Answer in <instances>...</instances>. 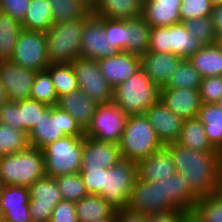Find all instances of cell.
Listing matches in <instances>:
<instances>
[{
    "mask_svg": "<svg viewBox=\"0 0 222 222\" xmlns=\"http://www.w3.org/2000/svg\"><path fill=\"white\" fill-rule=\"evenodd\" d=\"M202 103H216L222 97V76L202 78L200 86Z\"/></svg>",
    "mask_w": 222,
    "mask_h": 222,
    "instance_id": "46",
    "label": "cell"
},
{
    "mask_svg": "<svg viewBox=\"0 0 222 222\" xmlns=\"http://www.w3.org/2000/svg\"><path fill=\"white\" fill-rule=\"evenodd\" d=\"M92 13L108 19H137L143 14V0H99Z\"/></svg>",
    "mask_w": 222,
    "mask_h": 222,
    "instance_id": "26",
    "label": "cell"
},
{
    "mask_svg": "<svg viewBox=\"0 0 222 222\" xmlns=\"http://www.w3.org/2000/svg\"><path fill=\"white\" fill-rule=\"evenodd\" d=\"M201 77L222 76V49L215 44L204 45L188 59Z\"/></svg>",
    "mask_w": 222,
    "mask_h": 222,
    "instance_id": "27",
    "label": "cell"
},
{
    "mask_svg": "<svg viewBox=\"0 0 222 222\" xmlns=\"http://www.w3.org/2000/svg\"><path fill=\"white\" fill-rule=\"evenodd\" d=\"M118 145L121 159L136 163L164 147L144 114L128 115Z\"/></svg>",
    "mask_w": 222,
    "mask_h": 222,
    "instance_id": "3",
    "label": "cell"
},
{
    "mask_svg": "<svg viewBox=\"0 0 222 222\" xmlns=\"http://www.w3.org/2000/svg\"><path fill=\"white\" fill-rule=\"evenodd\" d=\"M63 200L77 202L88 195L80 173L55 177Z\"/></svg>",
    "mask_w": 222,
    "mask_h": 222,
    "instance_id": "42",
    "label": "cell"
},
{
    "mask_svg": "<svg viewBox=\"0 0 222 222\" xmlns=\"http://www.w3.org/2000/svg\"><path fill=\"white\" fill-rule=\"evenodd\" d=\"M29 3L30 0H0V11L21 22L26 15Z\"/></svg>",
    "mask_w": 222,
    "mask_h": 222,
    "instance_id": "52",
    "label": "cell"
},
{
    "mask_svg": "<svg viewBox=\"0 0 222 222\" xmlns=\"http://www.w3.org/2000/svg\"><path fill=\"white\" fill-rule=\"evenodd\" d=\"M49 108L50 106L31 98L19 101V117L20 124H23V132L28 134Z\"/></svg>",
    "mask_w": 222,
    "mask_h": 222,
    "instance_id": "43",
    "label": "cell"
},
{
    "mask_svg": "<svg viewBox=\"0 0 222 222\" xmlns=\"http://www.w3.org/2000/svg\"><path fill=\"white\" fill-rule=\"evenodd\" d=\"M213 5L209 0H182L180 5L181 22L190 18L209 17Z\"/></svg>",
    "mask_w": 222,
    "mask_h": 222,
    "instance_id": "45",
    "label": "cell"
},
{
    "mask_svg": "<svg viewBox=\"0 0 222 222\" xmlns=\"http://www.w3.org/2000/svg\"><path fill=\"white\" fill-rule=\"evenodd\" d=\"M8 101H9V99L7 96V92H6L5 88L0 83V107Z\"/></svg>",
    "mask_w": 222,
    "mask_h": 222,
    "instance_id": "55",
    "label": "cell"
},
{
    "mask_svg": "<svg viewBox=\"0 0 222 222\" xmlns=\"http://www.w3.org/2000/svg\"><path fill=\"white\" fill-rule=\"evenodd\" d=\"M147 222H190V212L176 208L148 214Z\"/></svg>",
    "mask_w": 222,
    "mask_h": 222,
    "instance_id": "51",
    "label": "cell"
},
{
    "mask_svg": "<svg viewBox=\"0 0 222 222\" xmlns=\"http://www.w3.org/2000/svg\"><path fill=\"white\" fill-rule=\"evenodd\" d=\"M53 24L86 19L92 8L84 0H48Z\"/></svg>",
    "mask_w": 222,
    "mask_h": 222,
    "instance_id": "32",
    "label": "cell"
},
{
    "mask_svg": "<svg viewBox=\"0 0 222 222\" xmlns=\"http://www.w3.org/2000/svg\"><path fill=\"white\" fill-rule=\"evenodd\" d=\"M29 200L28 187L3 185L0 194V208L4 213L5 222H32Z\"/></svg>",
    "mask_w": 222,
    "mask_h": 222,
    "instance_id": "20",
    "label": "cell"
},
{
    "mask_svg": "<svg viewBox=\"0 0 222 222\" xmlns=\"http://www.w3.org/2000/svg\"><path fill=\"white\" fill-rule=\"evenodd\" d=\"M127 118L128 115L114 101L98 104L85 136L118 144Z\"/></svg>",
    "mask_w": 222,
    "mask_h": 222,
    "instance_id": "9",
    "label": "cell"
},
{
    "mask_svg": "<svg viewBox=\"0 0 222 222\" xmlns=\"http://www.w3.org/2000/svg\"><path fill=\"white\" fill-rule=\"evenodd\" d=\"M217 45L222 49V34L217 36Z\"/></svg>",
    "mask_w": 222,
    "mask_h": 222,
    "instance_id": "59",
    "label": "cell"
},
{
    "mask_svg": "<svg viewBox=\"0 0 222 222\" xmlns=\"http://www.w3.org/2000/svg\"><path fill=\"white\" fill-rule=\"evenodd\" d=\"M0 123L23 131L19 117V101H8L0 107Z\"/></svg>",
    "mask_w": 222,
    "mask_h": 222,
    "instance_id": "49",
    "label": "cell"
},
{
    "mask_svg": "<svg viewBox=\"0 0 222 222\" xmlns=\"http://www.w3.org/2000/svg\"><path fill=\"white\" fill-rule=\"evenodd\" d=\"M187 32L203 45L215 44L217 34L214 29L213 22L209 17L190 18L182 21Z\"/></svg>",
    "mask_w": 222,
    "mask_h": 222,
    "instance_id": "41",
    "label": "cell"
},
{
    "mask_svg": "<svg viewBox=\"0 0 222 222\" xmlns=\"http://www.w3.org/2000/svg\"><path fill=\"white\" fill-rule=\"evenodd\" d=\"M215 104L222 110V97Z\"/></svg>",
    "mask_w": 222,
    "mask_h": 222,
    "instance_id": "62",
    "label": "cell"
},
{
    "mask_svg": "<svg viewBox=\"0 0 222 222\" xmlns=\"http://www.w3.org/2000/svg\"><path fill=\"white\" fill-rule=\"evenodd\" d=\"M22 29L20 21L0 11V61L11 60Z\"/></svg>",
    "mask_w": 222,
    "mask_h": 222,
    "instance_id": "35",
    "label": "cell"
},
{
    "mask_svg": "<svg viewBox=\"0 0 222 222\" xmlns=\"http://www.w3.org/2000/svg\"><path fill=\"white\" fill-rule=\"evenodd\" d=\"M182 60V57L173 53L148 51L141 56V68L147 73L151 81L159 89H162L167 86L172 72Z\"/></svg>",
    "mask_w": 222,
    "mask_h": 222,
    "instance_id": "21",
    "label": "cell"
},
{
    "mask_svg": "<svg viewBox=\"0 0 222 222\" xmlns=\"http://www.w3.org/2000/svg\"><path fill=\"white\" fill-rule=\"evenodd\" d=\"M46 70L51 75L58 98L79 88L71 63H51Z\"/></svg>",
    "mask_w": 222,
    "mask_h": 222,
    "instance_id": "37",
    "label": "cell"
},
{
    "mask_svg": "<svg viewBox=\"0 0 222 222\" xmlns=\"http://www.w3.org/2000/svg\"><path fill=\"white\" fill-rule=\"evenodd\" d=\"M204 125L211 146L222 151V110L214 103H202L197 117Z\"/></svg>",
    "mask_w": 222,
    "mask_h": 222,
    "instance_id": "28",
    "label": "cell"
},
{
    "mask_svg": "<svg viewBox=\"0 0 222 222\" xmlns=\"http://www.w3.org/2000/svg\"><path fill=\"white\" fill-rule=\"evenodd\" d=\"M103 172L105 169L81 170L79 172L88 194L103 195Z\"/></svg>",
    "mask_w": 222,
    "mask_h": 222,
    "instance_id": "47",
    "label": "cell"
},
{
    "mask_svg": "<svg viewBox=\"0 0 222 222\" xmlns=\"http://www.w3.org/2000/svg\"><path fill=\"white\" fill-rule=\"evenodd\" d=\"M106 81L115 89L141 68V57L126 51L97 60Z\"/></svg>",
    "mask_w": 222,
    "mask_h": 222,
    "instance_id": "17",
    "label": "cell"
},
{
    "mask_svg": "<svg viewBox=\"0 0 222 222\" xmlns=\"http://www.w3.org/2000/svg\"><path fill=\"white\" fill-rule=\"evenodd\" d=\"M90 222H116V214L112 216L111 218H105L101 220H92Z\"/></svg>",
    "mask_w": 222,
    "mask_h": 222,
    "instance_id": "56",
    "label": "cell"
},
{
    "mask_svg": "<svg viewBox=\"0 0 222 222\" xmlns=\"http://www.w3.org/2000/svg\"><path fill=\"white\" fill-rule=\"evenodd\" d=\"M137 177L136 162L121 159L103 172V199L115 211L126 209Z\"/></svg>",
    "mask_w": 222,
    "mask_h": 222,
    "instance_id": "8",
    "label": "cell"
},
{
    "mask_svg": "<svg viewBox=\"0 0 222 222\" xmlns=\"http://www.w3.org/2000/svg\"><path fill=\"white\" fill-rule=\"evenodd\" d=\"M29 146L27 133L0 123V155L21 152Z\"/></svg>",
    "mask_w": 222,
    "mask_h": 222,
    "instance_id": "40",
    "label": "cell"
},
{
    "mask_svg": "<svg viewBox=\"0 0 222 222\" xmlns=\"http://www.w3.org/2000/svg\"><path fill=\"white\" fill-rule=\"evenodd\" d=\"M120 160L118 144L83 137L81 170L108 169Z\"/></svg>",
    "mask_w": 222,
    "mask_h": 222,
    "instance_id": "18",
    "label": "cell"
},
{
    "mask_svg": "<svg viewBox=\"0 0 222 222\" xmlns=\"http://www.w3.org/2000/svg\"><path fill=\"white\" fill-rule=\"evenodd\" d=\"M0 222H5L4 213L1 208H0Z\"/></svg>",
    "mask_w": 222,
    "mask_h": 222,
    "instance_id": "61",
    "label": "cell"
},
{
    "mask_svg": "<svg viewBox=\"0 0 222 222\" xmlns=\"http://www.w3.org/2000/svg\"><path fill=\"white\" fill-rule=\"evenodd\" d=\"M159 99L160 89L142 68L114 89L113 101L127 115L144 114Z\"/></svg>",
    "mask_w": 222,
    "mask_h": 222,
    "instance_id": "4",
    "label": "cell"
},
{
    "mask_svg": "<svg viewBox=\"0 0 222 222\" xmlns=\"http://www.w3.org/2000/svg\"><path fill=\"white\" fill-rule=\"evenodd\" d=\"M36 71L24 68L11 60L0 61V83L9 101L30 98Z\"/></svg>",
    "mask_w": 222,
    "mask_h": 222,
    "instance_id": "14",
    "label": "cell"
},
{
    "mask_svg": "<svg viewBox=\"0 0 222 222\" xmlns=\"http://www.w3.org/2000/svg\"><path fill=\"white\" fill-rule=\"evenodd\" d=\"M47 176L75 174L81 171L83 137L65 136L42 148Z\"/></svg>",
    "mask_w": 222,
    "mask_h": 222,
    "instance_id": "7",
    "label": "cell"
},
{
    "mask_svg": "<svg viewBox=\"0 0 222 222\" xmlns=\"http://www.w3.org/2000/svg\"><path fill=\"white\" fill-rule=\"evenodd\" d=\"M137 177L145 182L159 181L177 173L170 151L164 146L137 163Z\"/></svg>",
    "mask_w": 222,
    "mask_h": 222,
    "instance_id": "22",
    "label": "cell"
},
{
    "mask_svg": "<svg viewBox=\"0 0 222 222\" xmlns=\"http://www.w3.org/2000/svg\"><path fill=\"white\" fill-rule=\"evenodd\" d=\"M98 103L79 88L58 98L57 106L70 114L85 132L90 126Z\"/></svg>",
    "mask_w": 222,
    "mask_h": 222,
    "instance_id": "24",
    "label": "cell"
},
{
    "mask_svg": "<svg viewBox=\"0 0 222 222\" xmlns=\"http://www.w3.org/2000/svg\"><path fill=\"white\" fill-rule=\"evenodd\" d=\"M79 89L98 104L114 99V88L106 81L97 60L83 57L71 62Z\"/></svg>",
    "mask_w": 222,
    "mask_h": 222,
    "instance_id": "11",
    "label": "cell"
},
{
    "mask_svg": "<svg viewBox=\"0 0 222 222\" xmlns=\"http://www.w3.org/2000/svg\"><path fill=\"white\" fill-rule=\"evenodd\" d=\"M127 208L144 214L169 211L161 203V192L158 186L153 182H145L138 177L133 184Z\"/></svg>",
    "mask_w": 222,
    "mask_h": 222,
    "instance_id": "23",
    "label": "cell"
},
{
    "mask_svg": "<svg viewBox=\"0 0 222 222\" xmlns=\"http://www.w3.org/2000/svg\"><path fill=\"white\" fill-rule=\"evenodd\" d=\"M201 81L198 70L188 59H183L172 72L166 87L200 89Z\"/></svg>",
    "mask_w": 222,
    "mask_h": 222,
    "instance_id": "38",
    "label": "cell"
},
{
    "mask_svg": "<svg viewBox=\"0 0 222 222\" xmlns=\"http://www.w3.org/2000/svg\"><path fill=\"white\" fill-rule=\"evenodd\" d=\"M148 51L170 53L168 26L151 28Z\"/></svg>",
    "mask_w": 222,
    "mask_h": 222,
    "instance_id": "48",
    "label": "cell"
},
{
    "mask_svg": "<svg viewBox=\"0 0 222 222\" xmlns=\"http://www.w3.org/2000/svg\"><path fill=\"white\" fill-rule=\"evenodd\" d=\"M161 192V203L170 211L176 208L191 212L198 196L190 189L185 179L176 173L169 178L153 182Z\"/></svg>",
    "mask_w": 222,
    "mask_h": 222,
    "instance_id": "15",
    "label": "cell"
},
{
    "mask_svg": "<svg viewBox=\"0 0 222 222\" xmlns=\"http://www.w3.org/2000/svg\"><path fill=\"white\" fill-rule=\"evenodd\" d=\"M92 9L99 2V0H84Z\"/></svg>",
    "mask_w": 222,
    "mask_h": 222,
    "instance_id": "58",
    "label": "cell"
},
{
    "mask_svg": "<svg viewBox=\"0 0 222 222\" xmlns=\"http://www.w3.org/2000/svg\"><path fill=\"white\" fill-rule=\"evenodd\" d=\"M216 193L222 198V175L220 176Z\"/></svg>",
    "mask_w": 222,
    "mask_h": 222,
    "instance_id": "57",
    "label": "cell"
},
{
    "mask_svg": "<svg viewBox=\"0 0 222 222\" xmlns=\"http://www.w3.org/2000/svg\"><path fill=\"white\" fill-rule=\"evenodd\" d=\"M29 213L32 222H49L53 209L62 200L54 177L45 175L28 187Z\"/></svg>",
    "mask_w": 222,
    "mask_h": 222,
    "instance_id": "12",
    "label": "cell"
},
{
    "mask_svg": "<svg viewBox=\"0 0 222 222\" xmlns=\"http://www.w3.org/2000/svg\"><path fill=\"white\" fill-rule=\"evenodd\" d=\"M75 212L79 222L111 218L116 214L114 208L102 196L94 194H88L83 199L75 202Z\"/></svg>",
    "mask_w": 222,
    "mask_h": 222,
    "instance_id": "29",
    "label": "cell"
},
{
    "mask_svg": "<svg viewBox=\"0 0 222 222\" xmlns=\"http://www.w3.org/2000/svg\"><path fill=\"white\" fill-rule=\"evenodd\" d=\"M30 98L50 107L57 106L58 96L51 75L47 70L36 72Z\"/></svg>",
    "mask_w": 222,
    "mask_h": 222,
    "instance_id": "39",
    "label": "cell"
},
{
    "mask_svg": "<svg viewBox=\"0 0 222 222\" xmlns=\"http://www.w3.org/2000/svg\"><path fill=\"white\" fill-rule=\"evenodd\" d=\"M168 40L170 53L183 59H189L204 46L187 32L183 22L168 26Z\"/></svg>",
    "mask_w": 222,
    "mask_h": 222,
    "instance_id": "30",
    "label": "cell"
},
{
    "mask_svg": "<svg viewBox=\"0 0 222 222\" xmlns=\"http://www.w3.org/2000/svg\"><path fill=\"white\" fill-rule=\"evenodd\" d=\"M210 18L217 36L222 34V4L213 6Z\"/></svg>",
    "mask_w": 222,
    "mask_h": 222,
    "instance_id": "54",
    "label": "cell"
},
{
    "mask_svg": "<svg viewBox=\"0 0 222 222\" xmlns=\"http://www.w3.org/2000/svg\"><path fill=\"white\" fill-rule=\"evenodd\" d=\"M171 153L176 171L198 196L215 194L222 175L219 151H196L177 142L165 146Z\"/></svg>",
    "mask_w": 222,
    "mask_h": 222,
    "instance_id": "1",
    "label": "cell"
},
{
    "mask_svg": "<svg viewBox=\"0 0 222 222\" xmlns=\"http://www.w3.org/2000/svg\"><path fill=\"white\" fill-rule=\"evenodd\" d=\"M104 31L111 45L126 51V20L104 18Z\"/></svg>",
    "mask_w": 222,
    "mask_h": 222,
    "instance_id": "44",
    "label": "cell"
},
{
    "mask_svg": "<svg viewBox=\"0 0 222 222\" xmlns=\"http://www.w3.org/2000/svg\"><path fill=\"white\" fill-rule=\"evenodd\" d=\"M119 51L108 40L104 31V18L91 13L84 19L80 40V57L99 60L117 54Z\"/></svg>",
    "mask_w": 222,
    "mask_h": 222,
    "instance_id": "13",
    "label": "cell"
},
{
    "mask_svg": "<svg viewBox=\"0 0 222 222\" xmlns=\"http://www.w3.org/2000/svg\"><path fill=\"white\" fill-rule=\"evenodd\" d=\"M160 99L184 120L197 118L202 105L199 89L164 87L160 89Z\"/></svg>",
    "mask_w": 222,
    "mask_h": 222,
    "instance_id": "19",
    "label": "cell"
},
{
    "mask_svg": "<svg viewBox=\"0 0 222 222\" xmlns=\"http://www.w3.org/2000/svg\"><path fill=\"white\" fill-rule=\"evenodd\" d=\"M2 187H3V184L0 183V194H1Z\"/></svg>",
    "mask_w": 222,
    "mask_h": 222,
    "instance_id": "63",
    "label": "cell"
},
{
    "mask_svg": "<svg viewBox=\"0 0 222 222\" xmlns=\"http://www.w3.org/2000/svg\"><path fill=\"white\" fill-rule=\"evenodd\" d=\"M49 222H79L75 212V202L63 199L58 202Z\"/></svg>",
    "mask_w": 222,
    "mask_h": 222,
    "instance_id": "50",
    "label": "cell"
},
{
    "mask_svg": "<svg viewBox=\"0 0 222 222\" xmlns=\"http://www.w3.org/2000/svg\"><path fill=\"white\" fill-rule=\"evenodd\" d=\"M148 214L132 211L128 208L116 211V222H147Z\"/></svg>",
    "mask_w": 222,
    "mask_h": 222,
    "instance_id": "53",
    "label": "cell"
},
{
    "mask_svg": "<svg viewBox=\"0 0 222 222\" xmlns=\"http://www.w3.org/2000/svg\"><path fill=\"white\" fill-rule=\"evenodd\" d=\"M151 26L143 17L126 20V52L142 56L149 49Z\"/></svg>",
    "mask_w": 222,
    "mask_h": 222,
    "instance_id": "31",
    "label": "cell"
},
{
    "mask_svg": "<svg viewBox=\"0 0 222 222\" xmlns=\"http://www.w3.org/2000/svg\"><path fill=\"white\" fill-rule=\"evenodd\" d=\"M45 175L42 149L29 146L21 152L0 155V183L3 185L29 187Z\"/></svg>",
    "mask_w": 222,
    "mask_h": 222,
    "instance_id": "2",
    "label": "cell"
},
{
    "mask_svg": "<svg viewBox=\"0 0 222 222\" xmlns=\"http://www.w3.org/2000/svg\"><path fill=\"white\" fill-rule=\"evenodd\" d=\"M182 0H144L142 17L153 27L171 26L181 22Z\"/></svg>",
    "mask_w": 222,
    "mask_h": 222,
    "instance_id": "25",
    "label": "cell"
},
{
    "mask_svg": "<svg viewBox=\"0 0 222 222\" xmlns=\"http://www.w3.org/2000/svg\"><path fill=\"white\" fill-rule=\"evenodd\" d=\"M52 25V11L48 0H30L21 26L27 30L47 32Z\"/></svg>",
    "mask_w": 222,
    "mask_h": 222,
    "instance_id": "34",
    "label": "cell"
},
{
    "mask_svg": "<svg viewBox=\"0 0 222 222\" xmlns=\"http://www.w3.org/2000/svg\"><path fill=\"white\" fill-rule=\"evenodd\" d=\"M84 19L53 24L46 32L47 56L51 63H71L80 57Z\"/></svg>",
    "mask_w": 222,
    "mask_h": 222,
    "instance_id": "6",
    "label": "cell"
},
{
    "mask_svg": "<svg viewBox=\"0 0 222 222\" xmlns=\"http://www.w3.org/2000/svg\"><path fill=\"white\" fill-rule=\"evenodd\" d=\"M177 143L196 151H217L207 139L204 125L198 118L184 120Z\"/></svg>",
    "mask_w": 222,
    "mask_h": 222,
    "instance_id": "33",
    "label": "cell"
},
{
    "mask_svg": "<svg viewBox=\"0 0 222 222\" xmlns=\"http://www.w3.org/2000/svg\"><path fill=\"white\" fill-rule=\"evenodd\" d=\"M213 6L222 4V0H209Z\"/></svg>",
    "mask_w": 222,
    "mask_h": 222,
    "instance_id": "60",
    "label": "cell"
},
{
    "mask_svg": "<svg viewBox=\"0 0 222 222\" xmlns=\"http://www.w3.org/2000/svg\"><path fill=\"white\" fill-rule=\"evenodd\" d=\"M144 115L164 146L177 142L184 119L169 110L161 99L149 107Z\"/></svg>",
    "mask_w": 222,
    "mask_h": 222,
    "instance_id": "16",
    "label": "cell"
},
{
    "mask_svg": "<svg viewBox=\"0 0 222 222\" xmlns=\"http://www.w3.org/2000/svg\"><path fill=\"white\" fill-rule=\"evenodd\" d=\"M11 61L38 71H44L50 65L47 56L46 32L22 29L14 48Z\"/></svg>",
    "mask_w": 222,
    "mask_h": 222,
    "instance_id": "10",
    "label": "cell"
},
{
    "mask_svg": "<svg viewBox=\"0 0 222 222\" xmlns=\"http://www.w3.org/2000/svg\"><path fill=\"white\" fill-rule=\"evenodd\" d=\"M29 145L38 149L65 136L84 137L76 120L58 106H51L28 133Z\"/></svg>",
    "mask_w": 222,
    "mask_h": 222,
    "instance_id": "5",
    "label": "cell"
},
{
    "mask_svg": "<svg viewBox=\"0 0 222 222\" xmlns=\"http://www.w3.org/2000/svg\"><path fill=\"white\" fill-rule=\"evenodd\" d=\"M190 222H222V198L217 193L200 196L190 212Z\"/></svg>",
    "mask_w": 222,
    "mask_h": 222,
    "instance_id": "36",
    "label": "cell"
}]
</instances>
